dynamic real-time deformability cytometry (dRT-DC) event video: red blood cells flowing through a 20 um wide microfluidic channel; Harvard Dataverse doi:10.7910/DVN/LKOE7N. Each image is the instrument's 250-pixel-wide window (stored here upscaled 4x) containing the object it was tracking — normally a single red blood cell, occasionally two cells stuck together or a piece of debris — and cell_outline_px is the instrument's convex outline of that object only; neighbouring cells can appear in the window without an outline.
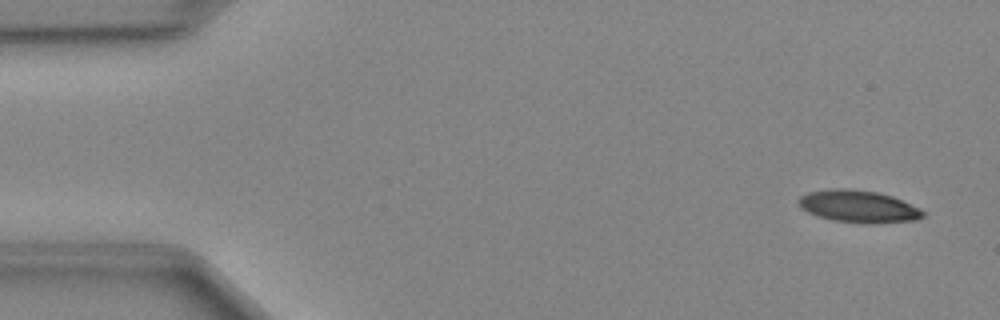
{"species": "Egyptian fruit bat (a non-hibernating species)", "species_latin": "Rousettus aegyptiacus", "temperature_condition": "cold", "stored_images_in_passage": 49, "camera_frame_rate_fps": 3000, "um_per_image_px": 0.085, "animal": {"sex": "female"}, "frame": {"image": 1, "passage_image": 3, "time_ms": 0.667, "image_size_px": [1000, 320], "cell_outline_px": [[924, 216], [916, 220], [832, 220], [816, 216], [800, 208], [796, 200], [800, 196], [808, 192], [828, 188], [848, 188], [876, 192], [892, 196], [920, 208], [924, 212]], "centroid_in_image_um": [72.85, 17.47], "position_along_channel_um": 12.1, "area_um2": 22.37}}
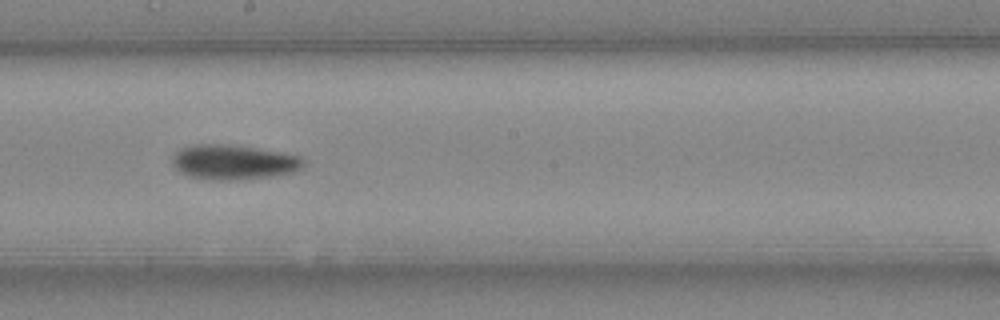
{"frame": {"image": 2, "passage_image": 27, "time_ms": 8.667, "image_size_px": [1000, 320], "cell_outline_px": [[304, 164], [296, 172], [272, 176], [228, 180], [212, 180], [188, 176], [180, 172], [172, 164], [172, 156], [180, 148], [192, 144], [228, 144], [256, 148], [280, 152], [300, 156], [304, 160]], "centroid_in_image_um": [19.82, 13.77], "position_along_channel_um": 228.4, "area_um2": 26.65}}
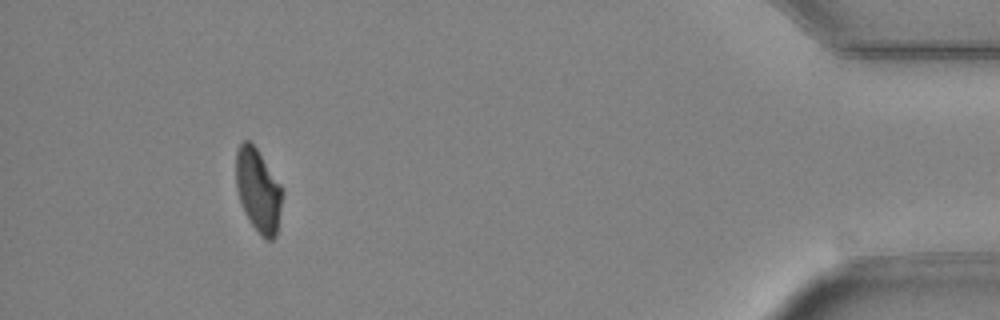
{"frame": {"image": 3, "passage_image": 45, "time_ms": 14.667, "image_size_px": [1000, 320], "cell_outline_px": [[284, 192], [276, 236], [272, 240], [264, 240], [252, 224], [240, 200], [236, 188], [236, 152], [240, 144], [244, 140], [248, 140], [256, 148], [280, 184]], "centroid_in_image_um": [21.96, 16.2], "position_along_channel_um": 413.2, "area_um2": 22.25}}